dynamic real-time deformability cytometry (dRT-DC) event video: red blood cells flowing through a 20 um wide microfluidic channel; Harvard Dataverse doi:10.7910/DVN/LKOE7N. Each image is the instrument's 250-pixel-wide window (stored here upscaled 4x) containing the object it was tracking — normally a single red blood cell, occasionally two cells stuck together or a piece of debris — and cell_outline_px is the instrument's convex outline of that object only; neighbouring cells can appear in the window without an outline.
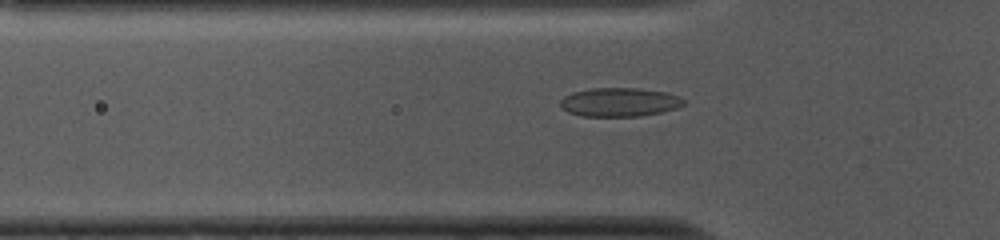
{"species": "common noctule bat (a hibernating species)", "species_latin": "Nyctalus noctula", "temperature_condition": "cold", "stored_images_in_passage": 52, "camera_frame_rate_fps": 3000, "um_per_image_px": 0.085, "animal": {"sex": "female", "body_mass_g": 10.0, "forearm_length_mm": 53.1}, "frame": {"image": 1, "passage_image": 15, "time_ms": 4.667, "image_size_px": [1000, 240], "cell_outline_px": [[684, 104], [676, 108], [660, 112], [640, 116], [580, 116], [568, 112], [560, 104], [560, 100], [564, 96], [572, 92], [592, 88], [636, 88], [664, 92], [680, 96], [684, 100]], "centroid_in_image_um": [52.64, 8.68], "position_along_channel_um": 73.2, "area_um2": 20.58}}
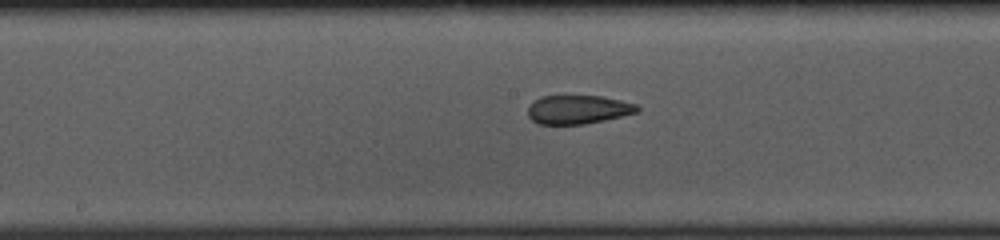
{"frame": {"image": 2, "passage_image": 25, "time_ms": 8.0, "image_size_px": [1000, 240], "cell_outline_px": [[640, 108], [636, 112], [604, 120], [584, 124], [536, 124], [528, 116], [528, 108], [536, 100], [544, 96], [604, 96], [636, 104]], "centroid_in_image_um": [49.13, 9.31], "position_along_channel_um": 199.1, "area_um2": 18.09}}
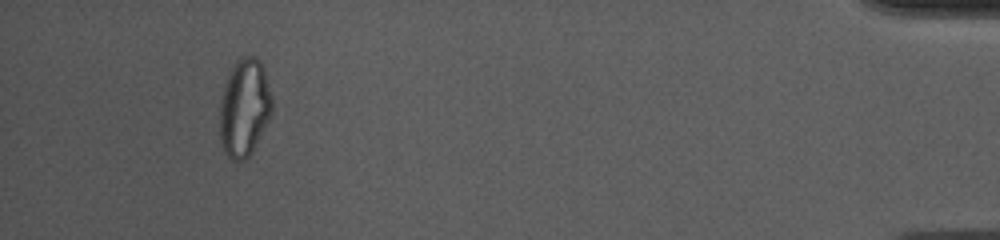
{"frame": {"image": 3, "passage_image": 48, "time_ms": 15.667, "image_size_px": [1000, 240], "cell_outline_px": [[272, 108], [268, 120], [252, 152], [244, 160], [232, 160], [224, 152], [220, 140], [220, 100], [224, 84], [236, 60], [240, 56], [256, 56], [260, 60], [264, 68], [272, 96]], "centroid_in_image_um": [20.76, 9.13], "position_along_channel_um": 414.4, "area_um2": 29.82}, "authors_computed_cell_mechanics": {"area_um2": 20.7213, "velocity_mm_per_s": 3.74, "shape_relaxation_time_tau1_ms": null, "shape_relaxation_time_tau2_ms": 2.4094, "deformation_change_tau1": null, "deformation_change_tau2": 0.0843}}